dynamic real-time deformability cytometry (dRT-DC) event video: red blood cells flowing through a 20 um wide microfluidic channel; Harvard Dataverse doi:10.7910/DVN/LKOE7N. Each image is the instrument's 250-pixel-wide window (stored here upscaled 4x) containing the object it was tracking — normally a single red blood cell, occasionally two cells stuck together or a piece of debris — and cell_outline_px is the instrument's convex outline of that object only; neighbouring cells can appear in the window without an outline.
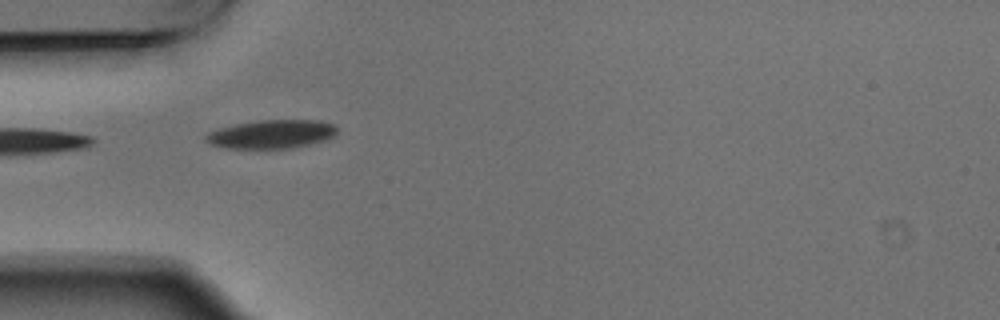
{"species": "Egyptian fruit bat (a non-hibernating species)", "species_latin": "Rousettus aegyptiacus", "temperature_condition": "warm", "stored_images_in_passage": 3, "camera_frame_rate_fps": 3000, "um_per_image_px": 0.085, "animal": {"sex": "male"}, "frame": {"image": 1, "passage_image": 2, "time_ms": 0.333, "image_size_px": [1000, 320], "cell_outline_px": [[336, 132], [332, 136], [324, 140], [292, 148], [224, 148], [212, 144], [204, 140], [204, 136], [208, 132], [220, 128], [236, 124], [260, 120], [320, 120], [336, 124]], "centroid_in_image_um": [23.07, 11.39], "position_along_channel_um": 61.9, "area_um2": 21.73}}
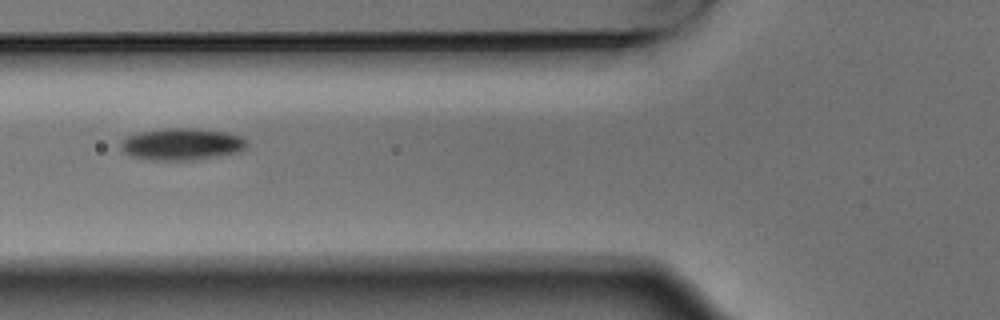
{"frame": {"image": 2, "passage_image": 3, "time_ms": 0.667, "image_size_px": [1000, 320], "cell_outline_px": [[248, 144], [240, 152], [196, 160], [156, 160], [132, 156], [124, 152], [120, 148], [120, 144], [128, 136], [140, 132], [168, 128], [200, 128], [228, 132], [240, 136], [248, 140]], "centroid_in_image_um": [15.51, 12.25], "position_along_channel_um": 110.3, "area_um2": 23.52}}